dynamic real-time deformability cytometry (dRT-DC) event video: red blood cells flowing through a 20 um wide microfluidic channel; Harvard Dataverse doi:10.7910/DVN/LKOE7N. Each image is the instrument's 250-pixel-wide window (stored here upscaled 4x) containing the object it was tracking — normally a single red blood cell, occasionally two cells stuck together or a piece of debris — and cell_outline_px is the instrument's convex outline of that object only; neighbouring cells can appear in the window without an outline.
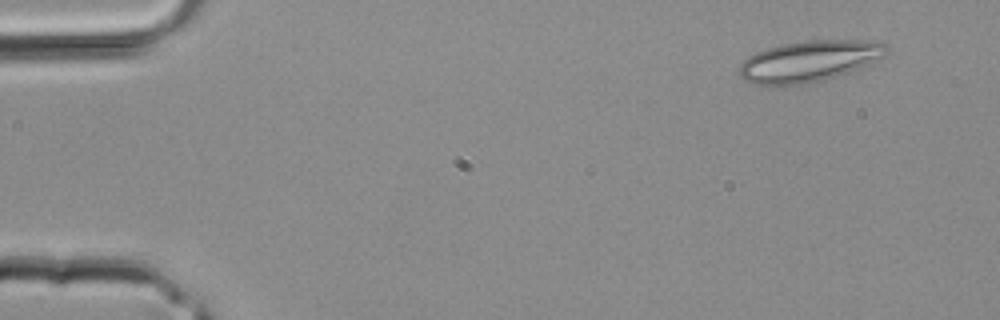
{"species": "common noctule bat (a hibernating species)", "species_latin": "Nyctalus noctula", "temperature_condition": "room temperature", "stored_images_in_passage": 3, "camera_frame_rate_fps": 3000, "um_per_image_px": 0.085, "animal": {"sex": "male", "body_mass_g": 20.4}, "frame": {"image": 1, "passage_image": 1, "time_ms": 0.0, "image_size_px": [1000, 320], "cell_outline_px": [[888, 52], [884, 56], [872, 64], [836, 76], [804, 84], [756, 84], [744, 80], [740, 76], [740, 64], [748, 56], [756, 52], [768, 48], [784, 44], [804, 40], [876, 40], [884, 44], [888, 48]], "centroid_in_image_um": [68.83, 5.18], "position_along_channel_um": 16.2, "area_um2": 35.08}}